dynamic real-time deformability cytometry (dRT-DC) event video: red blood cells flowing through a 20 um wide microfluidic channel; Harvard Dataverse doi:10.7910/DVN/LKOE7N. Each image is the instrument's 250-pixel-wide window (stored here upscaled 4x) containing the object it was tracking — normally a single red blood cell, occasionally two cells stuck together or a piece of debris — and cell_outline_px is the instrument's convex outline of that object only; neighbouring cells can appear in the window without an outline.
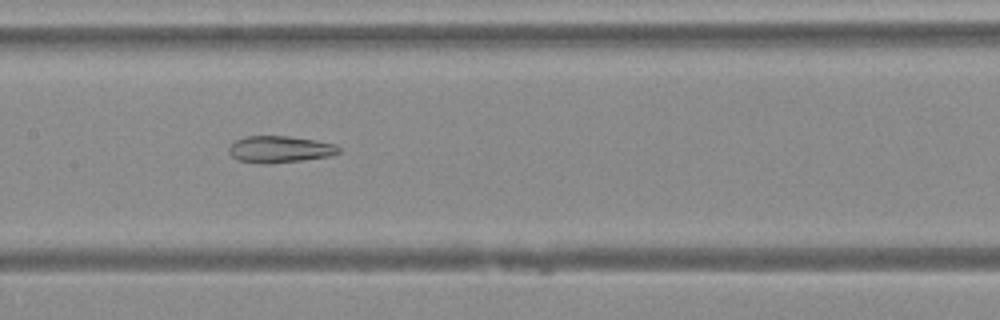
{"species": "Egyptian fruit bat (a non-hibernating species)", "species_latin": "Rousettus aegyptiacus", "temperature_condition": "warm", "stored_images_in_passage": 36, "camera_frame_rate_fps": 3000, "um_per_image_px": 0.085, "animal": {"sex": "female"}, "frame": {"image": 1, "passage_image": 12, "time_ms": 3.667, "image_size_px": [1000, 320], "cell_outline_px": [[340, 152], [328, 156], [300, 160], [240, 160], [232, 156], [228, 152], [228, 148], [236, 140], [248, 136], [288, 136], [316, 140], [336, 144], [340, 148]], "centroid_in_image_um": [23.85, 12.62], "position_along_channel_um": 183.6, "area_um2": 16.01}}
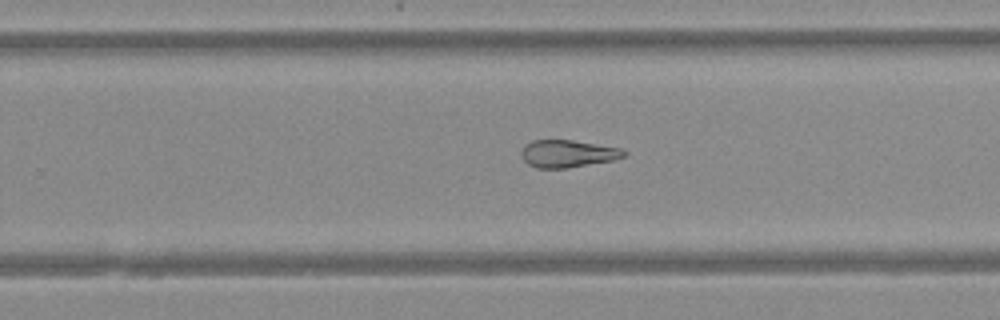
{"frame": {"image": 2, "passage_image": 19, "time_ms": 6.0, "image_size_px": [1000, 320], "cell_outline_px": [[628, 152], [624, 156], [612, 160], [568, 168], [536, 168], [528, 164], [524, 160], [520, 152], [524, 144], [532, 140], [572, 140], [620, 148]], "centroid_in_image_um": [48.21, 13.06], "position_along_channel_um": 281.6, "area_um2": 16.36}}
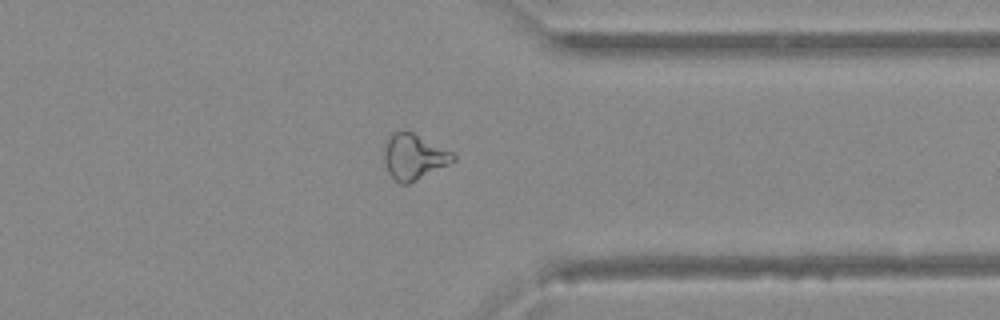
{"frame": {"image": 3, "passage_image": 26, "time_ms": 8.333, "image_size_px": [1000, 320], "cell_outline_px": [[456, 160], [408, 184], [400, 184], [388, 172], [384, 160], [384, 140], [392, 132], [412, 132], [452, 152], [456, 156]], "centroid_in_image_um": [35.14, 13.32], "position_along_channel_um": 376.3, "area_um2": 18.09}}